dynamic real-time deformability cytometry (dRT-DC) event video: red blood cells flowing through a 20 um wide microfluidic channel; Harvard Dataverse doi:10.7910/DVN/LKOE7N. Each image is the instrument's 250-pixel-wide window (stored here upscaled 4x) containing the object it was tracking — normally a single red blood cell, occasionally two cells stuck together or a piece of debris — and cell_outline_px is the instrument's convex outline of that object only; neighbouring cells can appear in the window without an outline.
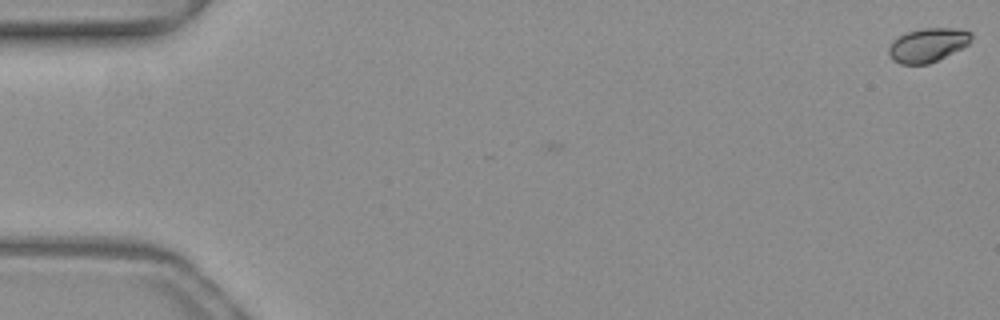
{"species": "common noctule bat (a hibernating species)", "species_latin": "Nyctalus noctula", "temperature_condition": "warm", "stored_images_in_passage": 5, "camera_frame_rate_fps": 3000, "um_per_image_px": 0.085, "animal": {"sex": "female", "body_mass_g": 19.3, "forearm_length_mm": 54.1}, "frame": {"image": 1, "passage_image": 1, "time_ms": 0.0, "image_size_px": [1000, 320], "cell_outline_px": [[972, 36], [968, 44], [928, 64], [900, 64], [892, 60], [888, 52], [888, 48], [892, 40], [908, 32], [920, 28], [956, 28], [972, 32]], "centroid_in_image_um": [78.82, 3.82], "position_along_channel_um": 6.2, "area_um2": 16.13}}